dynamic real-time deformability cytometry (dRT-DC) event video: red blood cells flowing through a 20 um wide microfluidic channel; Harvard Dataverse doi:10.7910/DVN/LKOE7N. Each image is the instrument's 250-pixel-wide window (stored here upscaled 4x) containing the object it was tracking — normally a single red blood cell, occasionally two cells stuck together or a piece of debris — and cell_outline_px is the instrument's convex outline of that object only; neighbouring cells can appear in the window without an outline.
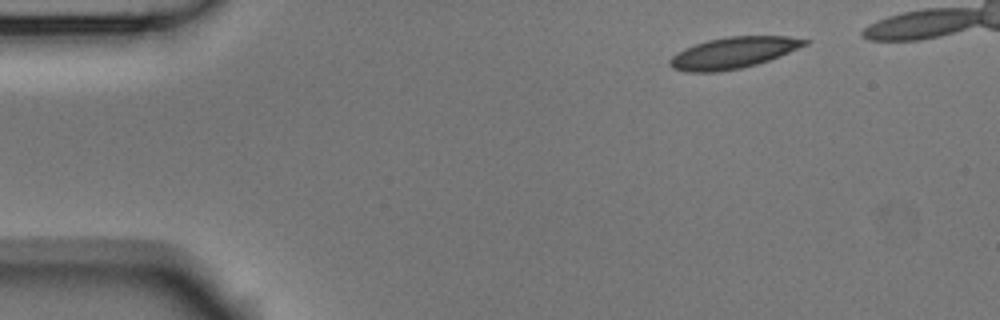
{"species": "Egyptian fruit bat (a non-hibernating species)", "species_latin": "Rousettus aegyptiacus", "temperature_condition": "room temperature", "stored_images_in_passage": 4, "camera_frame_rate_fps": 3000, "um_per_image_px": 0.085, "animal": {"sex": "male"}, "frame": {"image": 1, "passage_image": 1, "time_ms": 0.0, "image_size_px": [1000, 320], "cell_outline_px": [[812, 40], [808, 44], [780, 56], [756, 64], [740, 68], [716, 72], [688, 72], [672, 68], [668, 64], [668, 60], [676, 52], [696, 44], [708, 40], [728, 36], [788, 36]], "centroid_in_image_um": [62.33, 4.48], "position_along_channel_um": 22.7, "area_um2": 24.57}}